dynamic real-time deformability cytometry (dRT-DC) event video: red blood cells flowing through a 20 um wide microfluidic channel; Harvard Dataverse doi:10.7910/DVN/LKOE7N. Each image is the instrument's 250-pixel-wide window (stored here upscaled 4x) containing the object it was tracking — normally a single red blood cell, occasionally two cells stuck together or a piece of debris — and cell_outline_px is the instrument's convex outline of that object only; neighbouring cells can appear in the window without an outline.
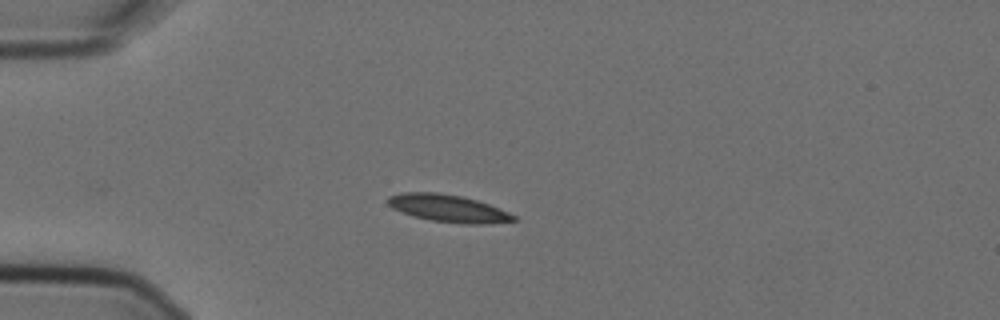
{"species": "Egyptian fruit bat (a non-hibernating species)", "species_latin": "Rousettus aegyptiacus", "temperature_condition": "cold", "stored_images_in_passage": 5, "camera_frame_rate_fps": 3000, "um_per_image_px": 0.085, "animal": {"sex": "female"}, "frame": {"image": 1, "passage_image": 1, "time_ms": 0.0, "image_size_px": [1000, 320], "cell_outline_px": [[516, 220], [488, 224], [464, 224], [432, 220], [412, 216], [400, 212], [392, 208], [384, 200], [388, 196], [404, 192], [436, 192], [460, 196], [476, 200], [488, 204], [508, 212], [516, 216]], "centroid_in_image_um": [38.04, 17.71], "position_along_channel_um": 47.0, "area_um2": 20.06}}
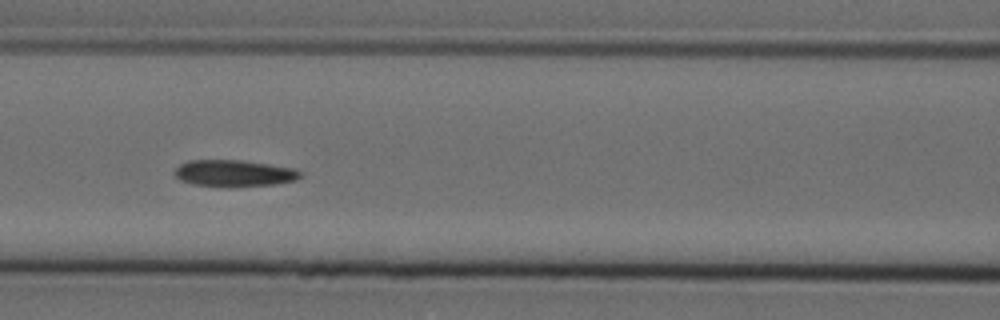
{"frame": {"image": 2, "passage_image": 4, "time_ms": 1.0, "image_size_px": [1000, 320], "cell_outline_px": [[300, 176], [296, 180], [276, 184], [228, 188], [192, 184], [180, 180], [172, 172], [180, 164], [188, 160], [244, 160], [292, 168], [300, 172]], "centroid_in_image_um": [19.84, 14.74], "position_along_channel_um": 146.8, "area_um2": 19.77}}
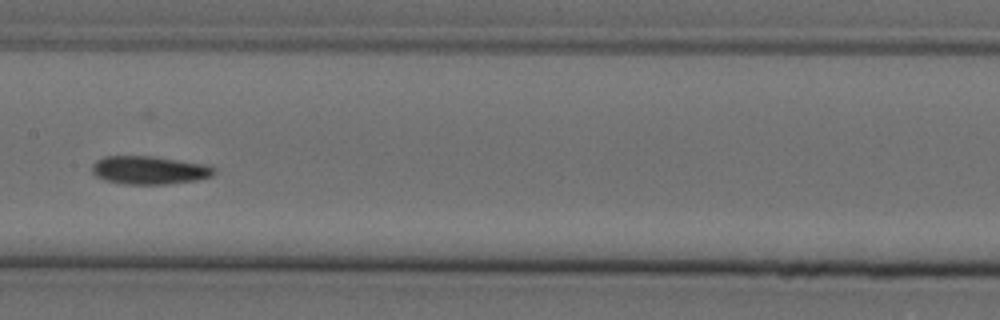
{"frame": {"image": 3, "passage_image": 5, "time_ms": 1.333, "image_size_px": [1000, 320], "cell_outline_px": [[216, 172], [212, 176], [196, 180], [168, 184], [124, 184], [104, 180], [96, 176], [92, 172], [92, 164], [96, 160], [104, 156], [152, 156], [208, 164], [216, 168]], "centroid_in_image_um": [12.71, 14.46], "position_along_channel_um": 194.7, "area_um2": 20.29}}